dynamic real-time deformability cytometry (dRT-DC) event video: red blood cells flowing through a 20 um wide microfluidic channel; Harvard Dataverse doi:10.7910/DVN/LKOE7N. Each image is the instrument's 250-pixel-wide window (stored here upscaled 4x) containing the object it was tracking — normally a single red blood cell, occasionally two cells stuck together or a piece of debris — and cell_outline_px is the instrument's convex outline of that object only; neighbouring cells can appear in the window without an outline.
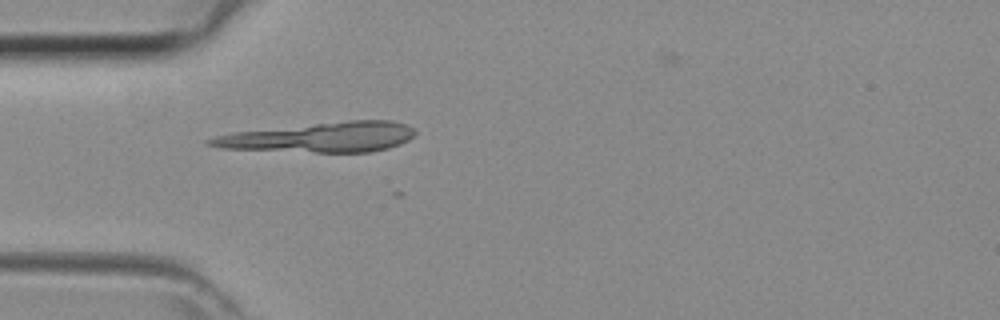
{"species": "common noctule bat (a hibernating species)", "species_latin": "Nyctalus noctula", "temperature_condition": "room temperature", "stored_images_in_passage": 15, "camera_frame_rate_fps": 3000, "um_per_image_px": 0.085, "animal": {"sex": "female", "body_mass_g": 29.2, "forearm_length_mm": 56.3}, "frame": {"image": 1, "passage_image": 1, "time_ms": 0.0, "image_size_px": [1000, 320], "cell_outline_px": [[416, 132], [408, 140], [400, 144], [388, 148], [372, 152], [316, 152], [220, 148], [204, 144], [204, 140], [216, 136], [236, 132], [348, 120], [392, 120], [404, 124], [412, 128]], "centroid_in_image_um": [27.22, 11.67], "position_along_channel_um": 57.8, "area_um2": 35.43}}